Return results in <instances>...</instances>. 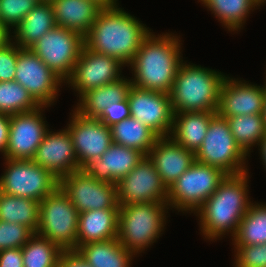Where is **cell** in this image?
I'll list each match as a JSON object with an SVG mask.
<instances>
[{"label": "cell", "mask_w": 266, "mask_h": 267, "mask_svg": "<svg viewBox=\"0 0 266 267\" xmlns=\"http://www.w3.org/2000/svg\"><path fill=\"white\" fill-rule=\"evenodd\" d=\"M180 36L150 32L141 42L131 68V83L140 89L169 94L182 58Z\"/></svg>", "instance_id": "obj_1"}, {"label": "cell", "mask_w": 266, "mask_h": 267, "mask_svg": "<svg viewBox=\"0 0 266 267\" xmlns=\"http://www.w3.org/2000/svg\"><path fill=\"white\" fill-rule=\"evenodd\" d=\"M249 172L227 175L217 190L197 209L200 233L204 239L216 241L238 231L241 219L252 201L249 194Z\"/></svg>", "instance_id": "obj_2"}, {"label": "cell", "mask_w": 266, "mask_h": 267, "mask_svg": "<svg viewBox=\"0 0 266 267\" xmlns=\"http://www.w3.org/2000/svg\"><path fill=\"white\" fill-rule=\"evenodd\" d=\"M141 22L119 6L103 8L84 37V46L128 66L143 39L151 32Z\"/></svg>", "instance_id": "obj_3"}, {"label": "cell", "mask_w": 266, "mask_h": 267, "mask_svg": "<svg viewBox=\"0 0 266 267\" xmlns=\"http://www.w3.org/2000/svg\"><path fill=\"white\" fill-rule=\"evenodd\" d=\"M183 61L169 93L173 113L217 112L226 75Z\"/></svg>", "instance_id": "obj_4"}, {"label": "cell", "mask_w": 266, "mask_h": 267, "mask_svg": "<svg viewBox=\"0 0 266 267\" xmlns=\"http://www.w3.org/2000/svg\"><path fill=\"white\" fill-rule=\"evenodd\" d=\"M167 203L119 205L118 241L135 256L153 245L166 229Z\"/></svg>", "instance_id": "obj_5"}, {"label": "cell", "mask_w": 266, "mask_h": 267, "mask_svg": "<svg viewBox=\"0 0 266 267\" xmlns=\"http://www.w3.org/2000/svg\"><path fill=\"white\" fill-rule=\"evenodd\" d=\"M227 175L216 166L195 161L168 189V207L195 214Z\"/></svg>", "instance_id": "obj_6"}, {"label": "cell", "mask_w": 266, "mask_h": 267, "mask_svg": "<svg viewBox=\"0 0 266 267\" xmlns=\"http://www.w3.org/2000/svg\"><path fill=\"white\" fill-rule=\"evenodd\" d=\"M37 234L62 250H76L79 212L58 186L39 202Z\"/></svg>", "instance_id": "obj_7"}, {"label": "cell", "mask_w": 266, "mask_h": 267, "mask_svg": "<svg viewBox=\"0 0 266 267\" xmlns=\"http://www.w3.org/2000/svg\"><path fill=\"white\" fill-rule=\"evenodd\" d=\"M247 156L234 139L226 118L216 114L210 120L206 136L195 153V160L216 166L228 175H238L248 172Z\"/></svg>", "instance_id": "obj_8"}, {"label": "cell", "mask_w": 266, "mask_h": 267, "mask_svg": "<svg viewBox=\"0 0 266 267\" xmlns=\"http://www.w3.org/2000/svg\"><path fill=\"white\" fill-rule=\"evenodd\" d=\"M3 159L6 165L0 176L3 193L40 202L59 186V180L33 160Z\"/></svg>", "instance_id": "obj_9"}, {"label": "cell", "mask_w": 266, "mask_h": 267, "mask_svg": "<svg viewBox=\"0 0 266 267\" xmlns=\"http://www.w3.org/2000/svg\"><path fill=\"white\" fill-rule=\"evenodd\" d=\"M83 46L84 37L79 33L55 26L30 49L65 83L72 75Z\"/></svg>", "instance_id": "obj_10"}, {"label": "cell", "mask_w": 266, "mask_h": 267, "mask_svg": "<svg viewBox=\"0 0 266 267\" xmlns=\"http://www.w3.org/2000/svg\"><path fill=\"white\" fill-rule=\"evenodd\" d=\"M14 81L21 84L40 106L51 107L64 82L30 49L18 46Z\"/></svg>", "instance_id": "obj_11"}, {"label": "cell", "mask_w": 266, "mask_h": 267, "mask_svg": "<svg viewBox=\"0 0 266 267\" xmlns=\"http://www.w3.org/2000/svg\"><path fill=\"white\" fill-rule=\"evenodd\" d=\"M59 187L79 213L89 210L119 209L116 185L98 181L83 169L61 178Z\"/></svg>", "instance_id": "obj_12"}, {"label": "cell", "mask_w": 266, "mask_h": 267, "mask_svg": "<svg viewBox=\"0 0 266 267\" xmlns=\"http://www.w3.org/2000/svg\"><path fill=\"white\" fill-rule=\"evenodd\" d=\"M122 67L125 65L118 59L83 46L72 75L65 84L71 86L80 98L88 90L118 81L123 77Z\"/></svg>", "instance_id": "obj_13"}, {"label": "cell", "mask_w": 266, "mask_h": 267, "mask_svg": "<svg viewBox=\"0 0 266 267\" xmlns=\"http://www.w3.org/2000/svg\"><path fill=\"white\" fill-rule=\"evenodd\" d=\"M119 205L133 203H167L168 189L148 156L116 185Z\"/></svg>", "instance_id": "obj_14"}, {"label": "cell", "mask_w": 266, "mask_h": 267, "mask_svg": "<svg viewBox=\"0 0 266 267\" xmlns=\"http://www.w3.org/2000/svg\"><path fill=\"white\" fill-rule=\"evenodd\" d=\"M68 130L72 139L78 165L83 169L92 160L99 159L113 143L111 128L98 118L85 117L76 109L72 110Z\"/></svg>", "instance_id": "obj_15"}, {"label": "cell", "mask_w": 266, "mask_h": 267, "mask_svg": "<svg viewBox=\"0 0 266 267\" xmlns=\"http://www.w3.org/2000/svg\"><path fill=\"white\" fill-rule=\"evenodd\" d=\"M127 99L130 117L139 120L159 137L170 135L174 113L169 94L140 89L131 85Z\"/></svg>", "instance_id": "obj_16"}, {"label": "cell", "mask_w": 266, "mask_h": 267, "mask_svg": "<svg viewBox=\"0 0 266 267\" xmlns=\"http://www.w3.org/2000/svg\"><path fill=\"white\" fill-rule=\"evenodd\" d=\"M45 107L48 106L10 115L8 145L3 155L5 159L33 160L44 135L50 130L42 113Z\"/></svg>", "instance_id": "obj_17"}, {"label": "cell", "mask_w": 266, "mask_h": 267, "mask_svg": "<svg viewBox=\"0 0 266 267\" xmlns=\"http://www.w3.org/2000/svg\"><path fill=\"white\" fill-rule=\"evenodd\" d=\"M257 86L245 80L226 76L222 83L217 114L220 117L262 114L266 84Z\"/></svg>", "instance_id": "obj_18"}, {"label": "cell", "mask_w": 266, "mask_h": 267, "mask_svg": "<svg viewBox=\"0 0 266 267\" xmlns=\"http://www.w3.org/2000/svg\"><path fill=\"white\" fill-rule=\"evenodd\" d=\"M33 161L48 170L56 179L81 170L70 134L66 128L47 131Z\"/></svg>", "instance_id": "obj_19"}, {"label": "cell", "mask_w": 266, "mask_h": 267, "mask_svg": "<svg viewBox=\"0 0 266 267\" xmlns=\"http://www.w3.org/2000/svg\"><path fill=\"white\" fill-rule=\"evenodd\" d=\"M147 156L167 189L196 161L194 152L187 150L170 136L159 137Z\"/></svg>", "instance_id": "obj_20"}, {"label": "cell", "mask_w": 266, "mask_h": 267, "mask_svg": "<svg viewBox=\"0 0 266 267\" xmlns=\"http://www.w3.org/2000/svg\"><path fill=\"white\" fill-rule=\"evenodd\" d=\"M144 156L137 149L112 143L99 159L92 160L83 170L98 181L117 185L123 177L136 167Z\"/></svg>", "instance_id": "obj_21"}, {"label": "cell", "mask_w": 266, "mask_h": 267, "mask_svg": "<svg viewBox=\"0 0 266 267\" xmlns=\"http://www.w3.org/2000/svg\"><path fill=\"white\" fill-rule=\"evenodd\" d=\"M56 26L85 37L102 9L91 0H52Z\"/></svg>", "instance_id": "obj_22"}, {"label": "cell", "mask_w": 266, "mask_h": 267, "mask_svg": "<svg viewBox=\"0 0 266 267\" xmlns=\"http://www.w3.org/2000/svg\"><path fill=\"white\" fill-rule=\"evenodd\" d=\"M119 209L89 210L79 213L76 249L79 246L118 237Z\"/></svg>", "instance_id": "obj_23"}, {"label": "cell", "mask_w": 266, "mask_h": 267, "mask_svg": "<svg viewBox=\"0 0 266 267\" xmlns=\"http://www.w3.org/2000/svg\"><path fill=\"white\" fill-rule=\"evenodd\" d=\"M55 26L54 10L51 3L40 1L13 29L11 41L20 48H30Z\"/></svg>", "instance_id": "obj_24"}, {"label": "cell", "mask_w": 266, "mask_h": 267, "mask_svg": "<svg viewBox=\"0 0 266 267\" xmlns=\"http://www.w3.org/2000/svg\"><path fill=\"white\" fill-rule=\"evenodd\" d=\"M216 112H183L174 113L170 137L194 153L200 148L210 120Z\"/></svg>", "instance_id": "obj_25"}, {"label": "cell", "mask_w": 266, "mask_h": 267, "mask_svg": "<svg viewBox=\"0 0 266 267\" xmlns=\"http://www.w3.org/2000/svg\"><path fill=\"white\" fill-rule=\"evenodd\" d=\"M76 251L91 267H131L136 257L117 238L88 243Z\"/></svg>", "instance_id": "obj_26"}, {"label": "cell", "mask_w": 266, "mask_h": 267, "mask_svg": "<svg viewBox=\"0 0 266 267\" xmlns=\"http://www.w3.org/2000/svg\"><path fill=\"white\" fill-rule=\"evenodd\" d=\"M131 85V79L122 77L113 83L88 90L78 99L75 109L85 117L97 118L110 103L126 99Z\"/></svg>", "instance_id": "obj_27"}, {"label": "cell", "mask_w": 266, "mask_h": 267, "mask_svg": "<svg viewBox=\"0 0 266 267\" xmlns=\"http://www.w3.org/2000/svg\"><path fill=\"white\" fill-rule=\"evenodd\" d=\"M211 13L217 17L218 21L234 33L243 29L247 16L261 7L259 0H198Z\"/></svg>", "instance_id": "obj_28"}, {"label": "cell", "mask_w": 266, "mask_h": 267, "mask_svg": "<svg viewBox=\"0 0 266 267\" xmlns=\"http://www.w3.org/2000/svg\"><path fill=\"white\" fill-rule=\"evenodd\" d=\"M110 128L113 143L137 149L145 156L159 138L154 131L132 117L115 123Z\"/></svg>", "instance_id": "obj_29"}, {"label": "cell", "mask_w": 266, "mask_h": 267, "mask_svg": "<svg viewBox=\"0 0 266 267\" xmlns=\"http://www.w3.org/2000/svg\"><path fill=\"white\" fill-rule=\"evenodd\" d=\"M39 202L0 191V220L28 227L33 233L39 225Z\"/></svg>", "instance_id": "obj_30"}, {"label": "cell", "mask_w": 266, "mask_h": 267, "mask_svg": "<svg viewBox=\"0 0 266 267\" xmlns=\"http://www.w3.org/2000/svg\"><path fill=\"white\" fill-rule=\"evenodd\" d=\"M234 246L266 243V204L252 202L231 239Z\"/></svg>", "instance_id": "obj_31"}, {"label": "cell", "mask_w": 266, "mask_h": 267, "mask_svg": "<svg viewBox=\"0 0 266 267\" xmlns=\"http://www.w3.org/2000/svg\"><path fill=\"white\" fill-rule=\"evenodd\" d=\"M231 133L241 149L248 155L266 134L262 114L226 117Z\"/></svg>", "instance_id": "obj_32"}, {"label": "cell", "mask_w": 266, "mask_h": 267, "mask_svg": "<svg viewBox=\"0 0 266 267\" xmlns=\"http://www.w3.org/2000/svg\"><path fill=\"white\" fill-rule=\"evenodd\" d=\"M62 251L57 244L34 233L22 247L24 267H58Z\"/></svg>", "instance_id": "obj_33"}, {"label": "cell", "mask_w": 266, "mask_h": 267, "mask_svg": "<svg viewBox=\"0 0 266 267\" xmlns=\"http://www.w3.org/2000/svg\"><path fill=\"white\" fill-rule=\"evenodd\" d=\"M40 105L16 81L0 82V113L13 115L36 110Z\"/></svg>", "instance_id": "obj_34"}, {"label": "cell", "mask_w": 266, "mask_h": 267, "mask_svg": "<svg viewBox=\"0 0 266 267\" xmlns=\"http://www.w3.org/2000/svg\"><path fill=\"white\" fill-rule=\"evenodd\" d=\"M38 0H0L1 23L11 32L38 4Z\"/></svg>", "instance_id": "obj_35"}, {"label": "cell", "mask_w": 266, "mask_h": 267, "mask_svg": "<svg viewBox=\"0 0 266 267\" xmlns=\"http://www.w3.org/2000/svg\"><path fill=\"white\" fill-rule=\"evenodd\" d=\"M34 233L26 226L0 220V251L22 248Z\"/></svg>", "instance_id": "obj_36"}, {"label": "cell", "mask_w": 266, "mask_h": 267, "mask_svg": "<svg viewBox=\"0 0 266 267\" xmlns=\"http://www.w3.org/2000/svg\"><path fill=\"white\" fill-rule=\"evenodd\" d=\"M234 253L235 267H266V243L234 246Z\"/></svg>", "instance_id": "obj_37"}, {"label": "cell", "mask_w": 266, "mask_h": 267, "mask_svg": "<svg viewBox=\"0 0 266 267\" xmlns=\"http://www.w3.org/2000/svg\"><path fill=\"white\" fill-rule=\"evenodd\" d=\"M18 45L11 40L0 48V82L14 81Z\"/></svg>", "instance_id": "obj_38"}, {"label": "cell", "mask_w": 266, "mask_h": 267, "mask_svg": "<svg viewBox=\"0 0 266 267\" xmlns=\"http://www.w3.org/2000/svg\"><path fill=\"white\" fill-rule=\"evenodd\" d=\"M129 117V102L126 98L124 100L110 103L97 118L110 127Z\"/></svg>", "instance_id": "obj_39"}, {"label": "cell", "mask_w": 266, "mask_h": 267, "mask_svg": "<svg viewBox=\"0 0 266 267\" xmlns=\"http://www.w3.org/2000/svg\"><path fill=\"white\" fill-rule=\"evenodd\" d=\"M0 267H24L22 248H10L0 251Z\"/></svg>", "instance_id": "obj_40"}, {"label": "cell", "mask_w": 266, "mask_h": 267, "mask_svg": "<svg viewBox=\"0 0 266 267\" xmlns=\"http://www.w3.org/2000/svg\"><path fill=\"white\" fill-rule=\"evenodd\" d=\"M58 267H91L76 250H63Z\"/></svg>", "instance_id": "obj_41"}, {"label": "cell", "mask_w": 266, "mask_h": 267, "mask_svg": "<svg viewBox=\"0 0 266 267\" xmlns=\"http://www.w3.org/2000/svg\"><path fill=\"white\" fill-rule=\"evenodd\" d=\"M10 130V115L0 113V152L5 154Z\"/></svg>", "instance_id": "obj_42"}, {"label": "cell", "mask_w": 266, "mask_h": 267, "mask_svg": "<svg viewBox=\"0 0 266 267\" xmlns=\"http://www.w3.org/2000/svg\"><path fill=\"white\" fill-rule=\"evenodd\" d=\"M11 40V32L0 22V48Z\"/></svg>", "instance_id": "obj_43"}, {"label": "cell", "mask_w": 266, "mask_h": 267, "mask_svg": "<svg viewBox=\"0 0 266 267\" xmlns=\"http://www.w3.org/2000/svg\"><path fill=\"white\" fill-rule=\"evenodd\" d=\"M259 150H260V156H261V161L262 164L265 165L263 166L266 169V134L262 137L261 141L257 145Z\"/></svg>", "instance_id": "obj_44"}, {"label": "cell", "mask_w": 266, "mask_h": 267, "mask_svg": "<svg viewBox=\"0 0 266 267\" xmlns=\"http://www.w3.org/2000/svg\"><path fill=\"white\" fill-rule=\"evenodd\" d=\"M95 2L98 6L103 8H113L119 6L118 0H91Z\"/></svg>", "instance_id": "obj_45"}, {"label": "cell", "mask_w": 266, "mask_h": 267, "mask_svg": "<svg viewBox=\"0 0 266 267\" xmlns=\"http://www.w3.org/2000/svg\"><path fill=\"white\" fill-rule=\"evenodd\" d=\"M262 115H263V118H264L265 128H266V95H265V98H264V107H263Z\"/></svg>", "instance_id": "obj_46"}, {"label": "cell", "mask_w": 266, "mask_h": 267, "mask_svg": "<svg viewBox=\"0 0 266 267\" xmlns=\"http://www.w3.org/2000/svg\"><path fill=\"white\" fill-rule=\"evenodd\" d=\"M262 3V6L266 3V0H259Z\"/></svg>", "instance_id": "obj_47"}, {"label": "cell", "mask_w": 266, "mask_h": 267, "mask_svg": "<svg viewBox=\"0 0 266 267\" xmlns=\"http://www.w3.org/2000/svg\"><path fill=\"white\" fill-rule=\"evenodd\" d=\"M39 2L40 1H43V2H51L52 0H38Z\"/></svg>", "instance_id": "obj_48"}]
</instances>
